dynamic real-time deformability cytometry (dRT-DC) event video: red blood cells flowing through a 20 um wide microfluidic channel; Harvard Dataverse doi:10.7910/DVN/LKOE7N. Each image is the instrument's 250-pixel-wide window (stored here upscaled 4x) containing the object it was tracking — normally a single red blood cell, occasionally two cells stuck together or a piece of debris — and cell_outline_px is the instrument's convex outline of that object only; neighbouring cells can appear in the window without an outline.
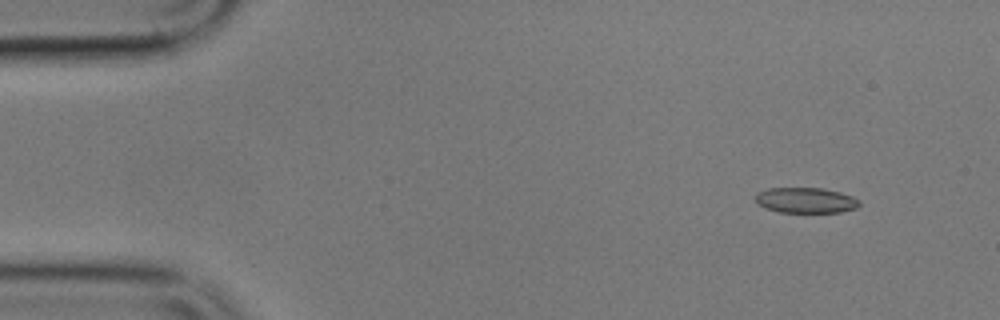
{"species": "common noctule bat (a hibernating species)", "species_latin": "Nyctalus noctula", "temperature_condition": "cold", "stored_images_in_passage": 9, "camera_frame_rate_fps": 3000, "um_per_image_px": 0.085, "animal": {"sex": "male", "body_mass_g": 17.9}, "frame": {"image": 1, "passage_image": 2, "time_ms": 1.333, "image_size_px": [1000, 320], "cell_outline_px": [[860, 204], [856, 208], [840, 212], [780, 212], [764, 208], [752, 196], [756, 192], [768, 188], [824, 188], [840, 192], [852, 196], [860, 200]], "centroid_in_image_um": [68.47, 17.01], "position_along_channel_um": 16.5, "area_um2": 15.55}}
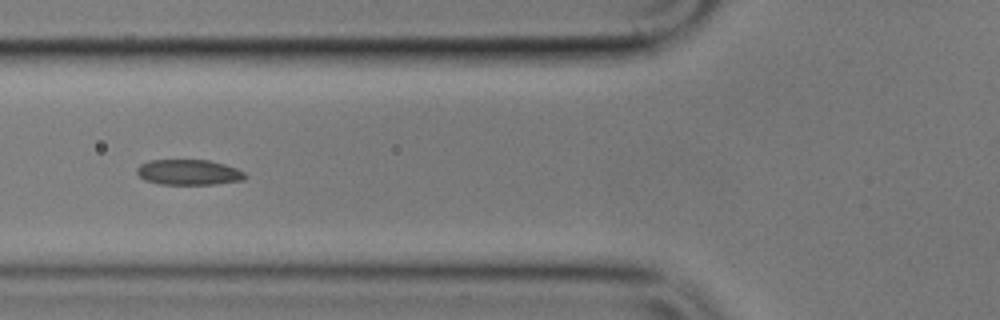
{"frame": {"image": 2, "passage_image": 6, "time_ms": 7.0, "image_size_px": [1000, 320], "cell_outline_px": [[248, 176], [244, 180], [216, 184], [160, 184], [144, 180], [136, 172], [136, 168], [140, 164], [148, 160], [208, 160], [224, 164], [236, 168], [244, 172]], "centroid_in_image_um": [16.04, 14.64], "position_along_channel_um": 109.8, "area_um2": 16.13}}
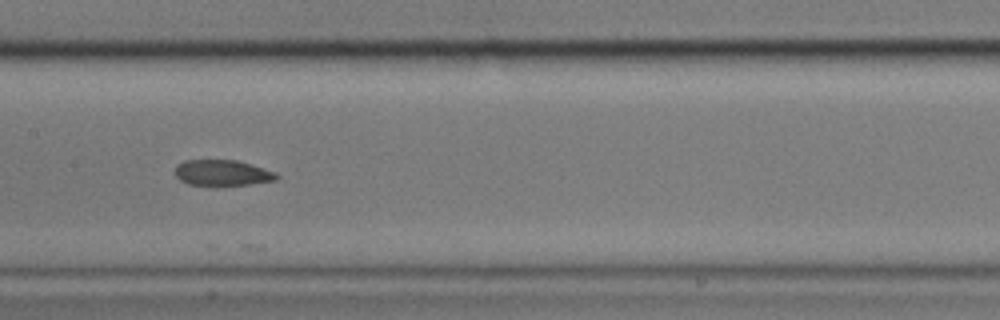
{"frame": {"image": 3, "passage_image": 8, "time_ms": 9.333, "image_size_px": [1000, 320], "cell_outline_px": [[280, 176], [276, 180], [248, 184], [188, 184], [180, 180], [176, 176], [176, 164], [184, 160], [236, 160], [276, 172]], "centroid_in_image_um": [18.9, 14.67], "position_along_channel_um": 188.5, "area_um2": 14.91}}